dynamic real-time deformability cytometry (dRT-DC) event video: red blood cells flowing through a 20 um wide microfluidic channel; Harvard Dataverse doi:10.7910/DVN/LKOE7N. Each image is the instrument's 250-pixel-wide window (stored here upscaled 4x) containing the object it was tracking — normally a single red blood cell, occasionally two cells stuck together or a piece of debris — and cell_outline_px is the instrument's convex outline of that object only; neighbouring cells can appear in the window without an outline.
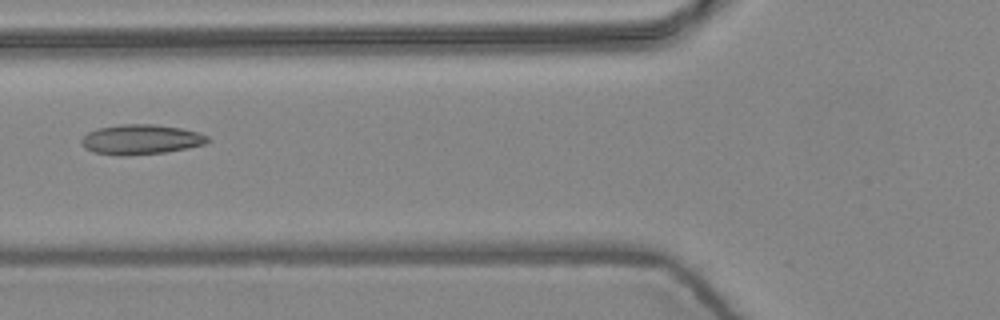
{"species": "common noctule bat (a hibernating species)", "species_latin": "Nyctalus noctula", "temperature_condition": "warm", "stored_images_in_passage": 2, "camera_frame_rate_fps": 3000, "um_per_image_px": 0.085, "animal": {"sex": "female", "body_mass_g": 24.6, "forearm_length_mm": 56.2}, "frame": {"image": 1, "passage_image": 2, "time_ms": 0.333, "image_size_px": [1000, 320], "cell_outline_px": [[208, 140], [204, 144], [188, 148], [164, 152], [124, 156], [120, 156], [92, 152], [84, 148], [80, 140], [88, 132], [96, 128], [120, 124], [152, 124], [180, 128], [196, 132], [208, 136]], "centroid_in_image_um": [11.91, 11.86], "position_along_channel_um": 113.9, "area_um2": 21.96}}